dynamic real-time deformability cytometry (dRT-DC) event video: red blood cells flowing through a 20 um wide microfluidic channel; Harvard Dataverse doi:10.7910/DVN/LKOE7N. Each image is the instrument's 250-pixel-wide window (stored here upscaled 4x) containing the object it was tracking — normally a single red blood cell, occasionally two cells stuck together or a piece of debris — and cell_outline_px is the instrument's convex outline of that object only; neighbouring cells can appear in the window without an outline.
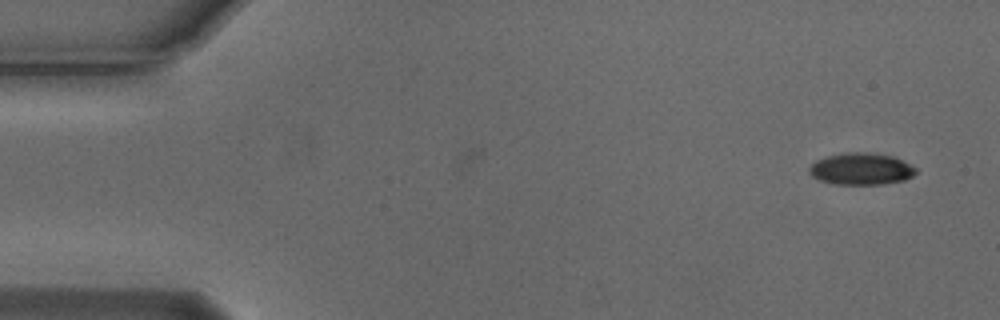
{"species": "Egyptian fruit bat (a non-hibernating species)", "species_latin": "Rousettus aegyptiacus", "temperature_condition": "cold", "stored_images_in_passage": 4, "camera_frame_rate_fps": 3000, "um_per_image_px": 0.085, "animal": {"sex": "male"}, "frame": {"image": 1, "passage_image": 1, "time_ms": 0.0, "image_size_px": [1000, 320], "cell_outline_px": [[916, 172], [912, 176], [904, 180], [880, 184], [836, 184], [820, 180], [812, 176], [808, 172], [808, 168], [816, 160], [828, 156], [844, 152], [872, 152], [892, 156], [916, 168]], "centroid_in_image_um": [73.17, 14.35], "position_along_channel_um": 11.8, "area_um2": 19.65}}